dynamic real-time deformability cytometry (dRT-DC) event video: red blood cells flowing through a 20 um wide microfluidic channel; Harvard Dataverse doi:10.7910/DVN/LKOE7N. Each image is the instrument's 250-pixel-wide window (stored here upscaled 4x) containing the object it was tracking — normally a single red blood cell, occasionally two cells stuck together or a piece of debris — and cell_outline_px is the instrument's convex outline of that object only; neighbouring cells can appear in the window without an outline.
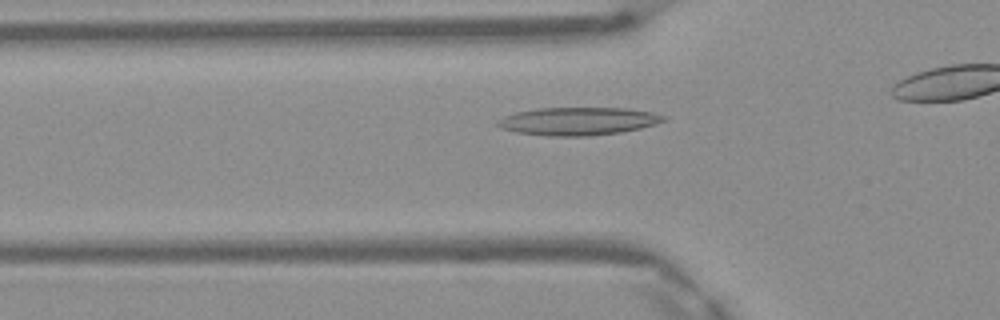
{"species": "Egyptian fruit bat (a non-hibernating species)", "species_latin": "Rousettus aegyptiacus", "temperature_condition": "warm", "stored_images_in_passage": 31, "camera_frame_rate_fps": 3000, "um_per_image_px": 0.085, "frame": {"image": 1, "passage_image": 8, "time_ms": 2.333, "image_size_px": [1000, 320], "cell_outline_px": [[668, 120], [640, 128], [620, 132], [588, 136], [548, 136], [516, 132], [500, 128], [496, 124], [496, 120], [504, 116], [516, 112], [536, 108], [628, 108], [652, 112], [668, 116]], "centroid_in_image_um": [49.14, 10.3], "position_along_channel_um": 76.7, "area_um2": 27.17}}
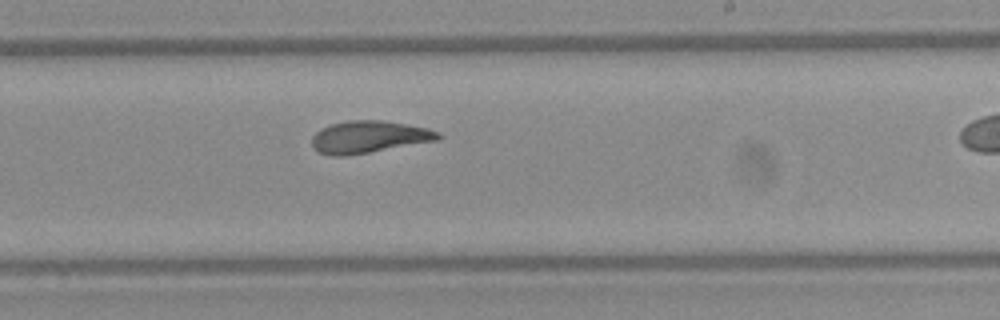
{"frame": {"image": 2, "passage_image": 21, "time_ms": 6.667, "image_size_px": [1000, 320], "cell_outline_px": [[444, 136], [440, 140], [344, 156], [332, 156], [320, 152], [312, 144], [312, 136], [320, 128], [332, 124], [348, 120], [384, 120], [428, 128], [440, 132]], "centroid_in_image_um": [31.41, 11.62], "position_along_channel_um": 257.6, "area_um2": 23.64}}
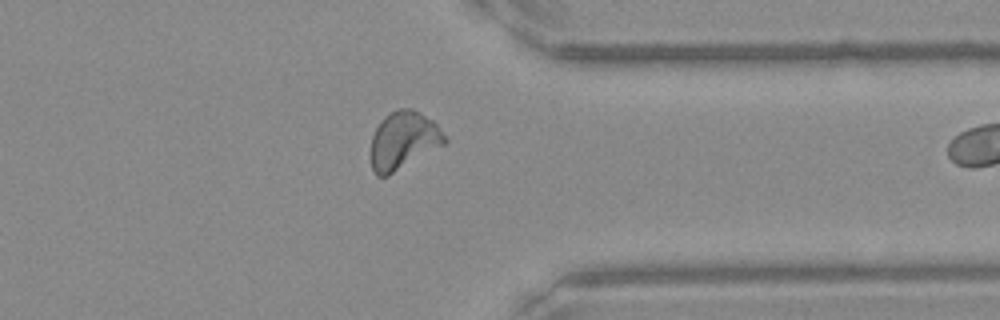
{"frame": {"image": 3, "passage_image": 30, "time_ms": 9.667, "image_size_px": [1000, 320], "cell_outline_px": [[448, 140], [444, 144], [388, 176], [376, 176], [372, 168], [372, 136], [380, 120], [384, 116], [396, 108], [412, 108], [420, 112], [432, 120], [436, 124]], "centroid_in_image_um": [34.28, 11.92], "position_along_channel_um": 377.1, "area_um2": 24.68}}